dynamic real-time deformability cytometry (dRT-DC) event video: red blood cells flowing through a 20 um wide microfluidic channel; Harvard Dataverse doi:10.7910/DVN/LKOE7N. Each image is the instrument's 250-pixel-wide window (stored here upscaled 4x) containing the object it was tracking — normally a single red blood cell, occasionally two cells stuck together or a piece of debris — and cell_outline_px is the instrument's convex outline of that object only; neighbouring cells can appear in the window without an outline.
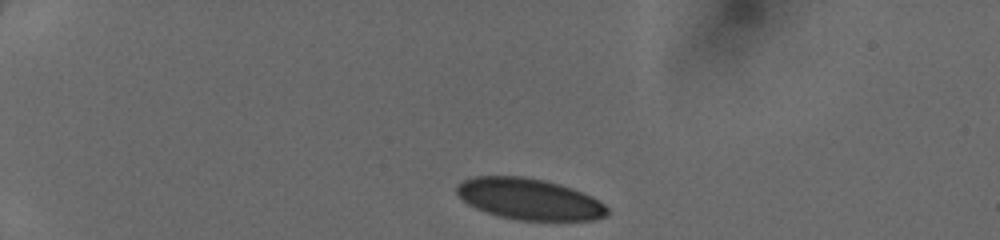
{"species": "human", "species_latin": "Homo sapiens", "temperature_condition": "cold", "stored_images_in_passage": 34, "camera_frame_rate_fps": 3000, "um_per_image_px": 0.085, "donor": {"sex": "female"}, "frame": {"image": 1, "passage_image": 1, "time_ms": 0.0, "image_size_px": [1000, 240], "cell_outline_px": [[608, 216], [592, 220], [516, 220], [500, 216], [476, 208], [468, 204], [456, 192], [456, 184], [464, 180], [476, 176], [524, 176], [544, 180], [560, 184], [572, 188], [592, 196], [604, 204], [608, 208]], "centroid_in_image_um": [45.0, 16.91], "position_along_channel_um": 40.0, "area_um2": 36.13}}
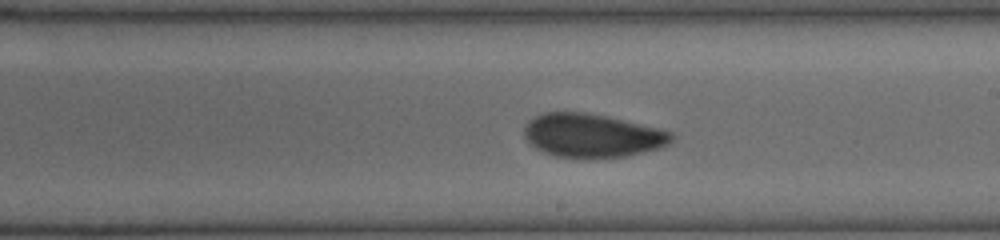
{"frame": {"image": 2, "passage_image": 20, "time_ms": 6.333, "image_size_px": [1000, 240], "cell_outline_px": [[676, 136], [668, 144], [660, 148], [644, 152], [624, 156], [556, 156], [544, 152], [536, 148], [524, 136], [524, 128], [528, 120], [544, 112], [584, 112], [604, 116], [660, 128], [672, 132]], "centroid_in_image_um": [50.35, 11.49], "position_along_channel_um": 238.6, "area_um2": 36.76}}
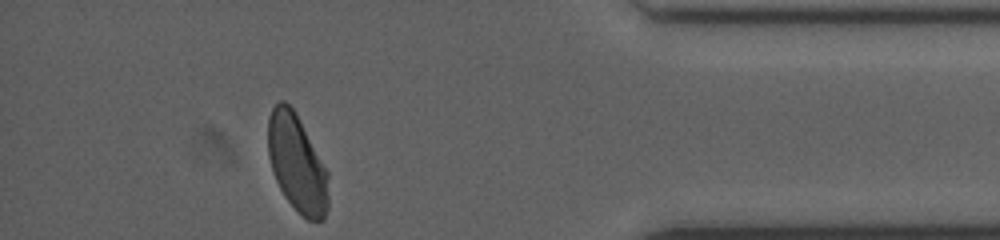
{"frame": {"image": 3, "passage_image": 34, "time_ms": 11.0, "image_size_px": [1000, 240], "cell_outline_px": [[328, 208], [324, 220], [308, 220], [284, 196], [272, 172], [268, 152], [268, 116], [272, 108], [280, 100], [284, 100], [296, 112], [328, 172]], "centroid_in_image_um": [25.24, 13.87], "position_along_channel_um": 410.0, "area_um2": 34.16}}